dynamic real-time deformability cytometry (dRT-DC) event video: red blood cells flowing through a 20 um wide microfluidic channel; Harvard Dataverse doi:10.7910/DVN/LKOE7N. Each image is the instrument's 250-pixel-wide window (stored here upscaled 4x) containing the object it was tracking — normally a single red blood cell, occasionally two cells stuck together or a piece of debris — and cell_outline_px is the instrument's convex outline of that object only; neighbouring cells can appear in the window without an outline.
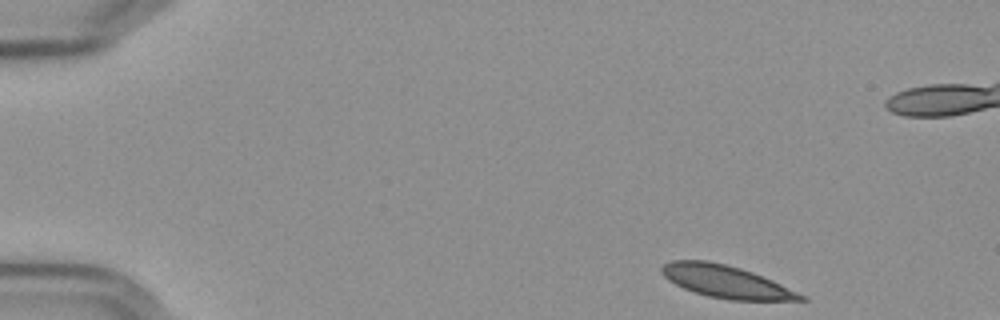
{"species": "Egyptian fruit bat (a non-hibernating species)", "species_latin": "Rousettus aegyptiacus", "temperature_condition": "cold", "stored_images_in_passage": 52, "camera_frame_rate_fps": 3000, "um_per_image_px": 0.085, "frame": {"image": 1, "passage_image": 1, "time_ms": 0.0, "image_size_px": [1000, 320], "cell_outline_px": [[808, 300], [728, 300], [708, 296], [684, 288], [668, 280], [660, 272], [660, 268], [664, 264], [672, 260], [708, 260], [740, 268], [752, 272], [780, 284], [804, 296]], "centroid_in_image_um": [61.65, 23.93], "position_along_channel_um": 23.4, "area_um2": 25.84}}
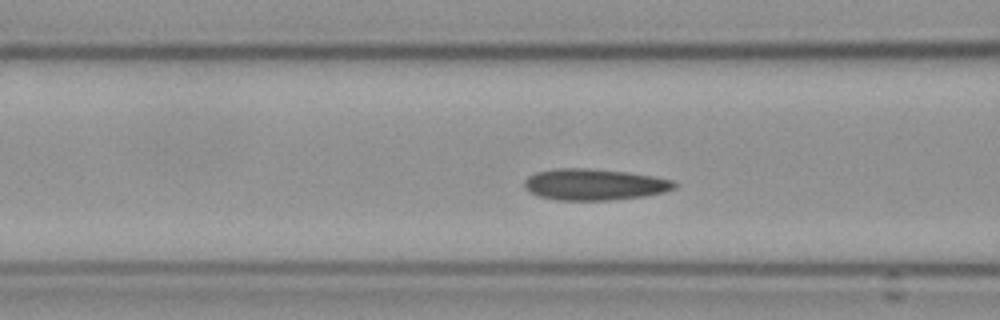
{"frame": {"image": 2, "passage_image": 17, "time_ms": 5.333, "image_size_px": [1000, 320], "cell_outline_px": [[676, 188], [664, 192], [644, 196], [612, 200], [556, 200], [540, 196], [532, 192], [524, 184], [524, 180], [528, 176], [536, 172], [556, 168], [584, 168], [628, 172], [652, 176], [672, 180], [676, 184]], "centroid_in_image_um": [50.53, 15.68], "position_along_channel_um": 116.1, "area_um2": 27.22}}
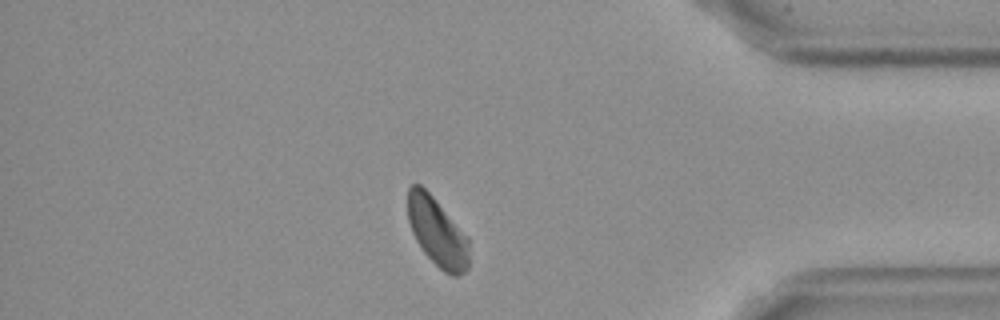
{"frame": {"image": 3, "passage_image": 43, "time_ms": 14.0, "image_size_px": [1000, 320], "cell_outline_px": [[468, 268], [460, 276], [452, 276], [444, 272], [424, 252], [416, 240], [412, 232], [408, 220], [408, 188], [412, 184], [420, 184], [432, 196], [468, 236]], "centroid_in_image_um": [37.16, 19.73], "position_along_channel_um": 398.0, "area_um2": 24.28}}